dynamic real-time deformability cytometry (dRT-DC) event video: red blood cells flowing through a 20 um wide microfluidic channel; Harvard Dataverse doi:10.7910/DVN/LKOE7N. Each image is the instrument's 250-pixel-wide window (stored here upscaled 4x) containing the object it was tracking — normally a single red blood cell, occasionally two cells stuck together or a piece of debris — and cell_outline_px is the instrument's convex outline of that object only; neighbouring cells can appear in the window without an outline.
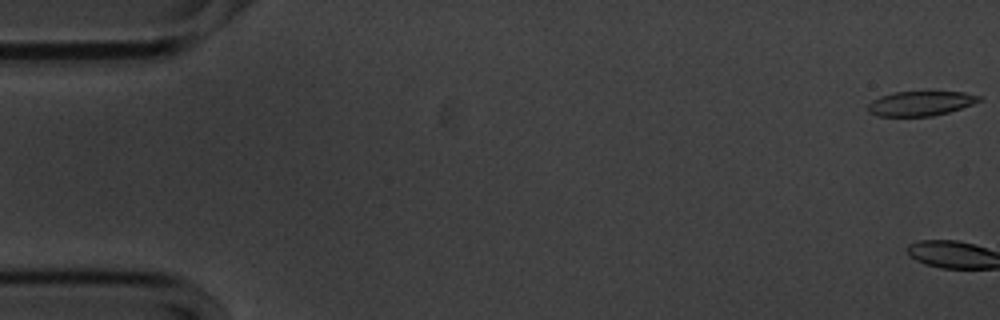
{"species": "common noctule bat (a hibernating species)", "species_latin": "Nyctalus noctula", "temperature_condition": "cold", "stored_images_in_passage": 3, "camera_frame_rate_fps": 3000, "um_per_image_px": 0.085, "animal": {"sex": "male", "body_mass_g": 20.1, "forearm_length_mm": 53.5}, "frame": {"image": 1, "passage_image": 1, "time_ms": 0.0, "image_size_px": [1000, 320], "cell_outline_px": [[984, 96], [980, 100], [972, 104], [948, 112], [932, 116], [880, 116], [868, 112], [868, 104], [872, 100], [880, 96], [892, 92], [964, 92]], "centroid_in_image_um": [78.24, 8.78], "position_along_channel_um": 6.8, "area_um2": 15.9}}